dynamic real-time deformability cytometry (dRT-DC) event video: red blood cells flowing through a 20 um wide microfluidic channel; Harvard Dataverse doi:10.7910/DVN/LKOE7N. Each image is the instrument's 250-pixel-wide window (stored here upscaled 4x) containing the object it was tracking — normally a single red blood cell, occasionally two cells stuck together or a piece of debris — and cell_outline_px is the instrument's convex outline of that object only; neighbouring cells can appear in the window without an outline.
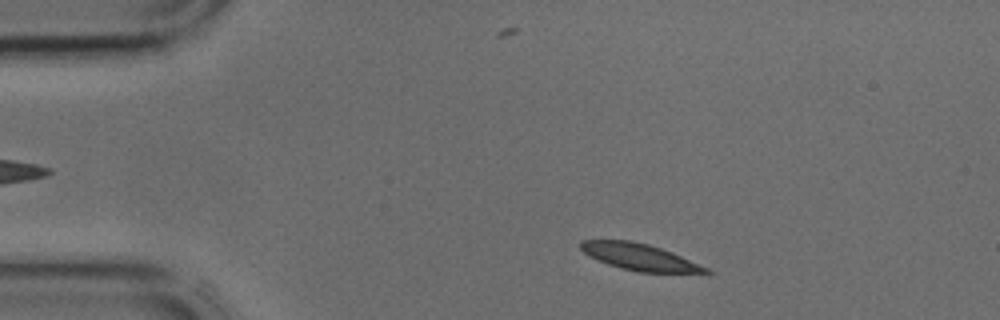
{"species": "common noctule bat (a hibernating species)", "species_latin": "Nyctalus noctula", "temperature_condition": "cold", "stored_images_in_passage": 38, "camera_frame_rate_fps": 3000, "um_per_image_px": 0.085, "animal": {"sex": "male", "body_mass_g": 17.9, "forearm_length_mm": 54.2}, "frame": {"image": 1, "passage_image": 3, "time_ms": 0.667, "image_size_px": [1000, 320], "cell_outline_px": [[712, 272], [640, 272], [620, 268], [608, 264], [588, 256], [580, 248], [580, 240], [632, 240], [648, 244], [672, 252], [708, 268]], "centroid_in_image_um": [54.29, 21.82], "position_along_channel_um": 30.7, "area_um2": 19.13}}
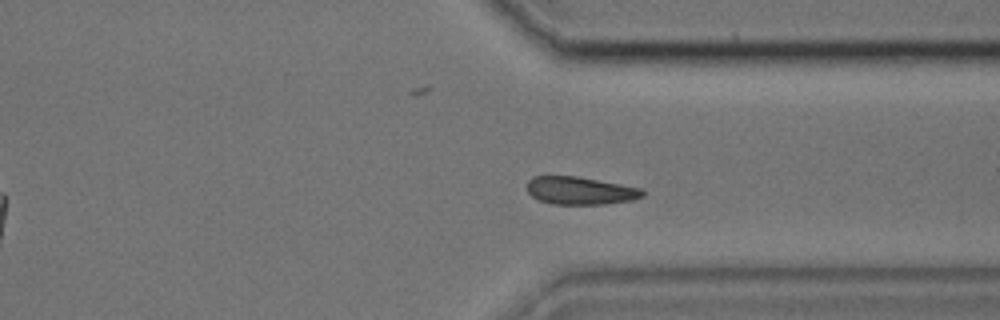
{"frame": {"image": 2, "passage_image": 28, "time_ms": 9.0, "image_size_px": [1000, 320], "cell_outline_px": [[644, 196], [632, 200], [604, 204], [552, 204], [536, 200], [528, 192], [528, 180], [532, 176], [576, 176], [620, 184], [640, 188], [644, 192]], "centroid_in_image_um": [49.29, 16.21], "position_along_channel_um": 362.1, "area_um2": 18.67}}
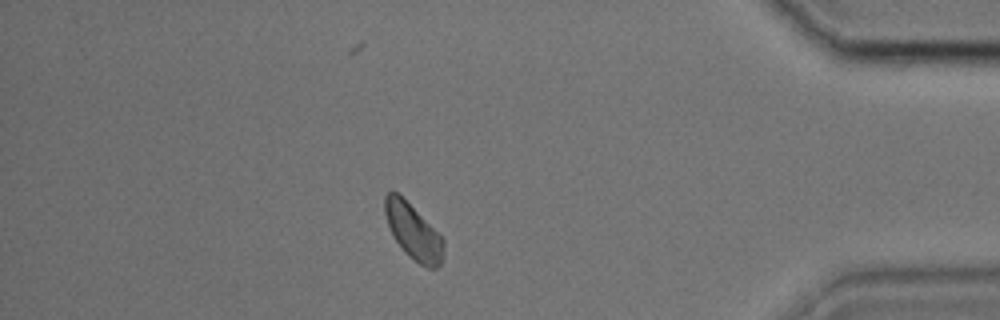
{"frame": {"image": 3, "passage_image": 33, "time_ms": 10.667, "image_size_px": [1000, 320], "cell_outline_px": [[444, 244], [440, 264], [436, 268], [428, 268], [420, 264], [408, 256], [404, 252], [392, 236], [384, 212], [384, 196], [388, 192], [396, 192], [444, 240]], "centroid_in_image_um": [35.08, 19.73], "position_along_channel_um": 400.1, "area_um2": 18.26}}